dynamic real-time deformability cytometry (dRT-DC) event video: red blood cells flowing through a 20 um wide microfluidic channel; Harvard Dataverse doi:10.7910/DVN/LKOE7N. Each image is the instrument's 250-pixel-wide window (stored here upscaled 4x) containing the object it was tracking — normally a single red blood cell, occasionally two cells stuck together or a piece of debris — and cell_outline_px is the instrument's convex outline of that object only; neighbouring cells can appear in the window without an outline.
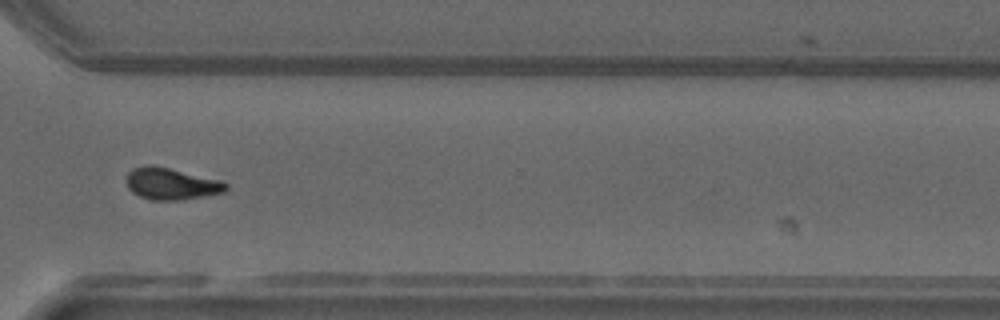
{"species": "common noctule bat (a hibernating species)", "species_latin": "Nyctalus noctula", "temperature_condition": "warm", "stored_images_in_passage": 37, "camera_frame_rate_fps": 3000, "um_per_image_px": 0.085, "animal": {"sex": "male", "forearm_length_mm": 52.5}, "frame": {"image": 1, "passage_image": 22, "time_ms": 7.0, "image_size_px": [1000, 320], "cell_outline_px": [[228, 188], [224, 192], [204, 196], [180, 200], [152, 200], [140, 196], [132, 192], [128, 188], [124, 180], [128, 172], [132, 168], [148, 164], [152, 164], [220, 180], [228, 184]], "centroid_in_image_um": [14.51, 15.61], "position_along_channel_um": 356.1, "area_um2": 18.55}}
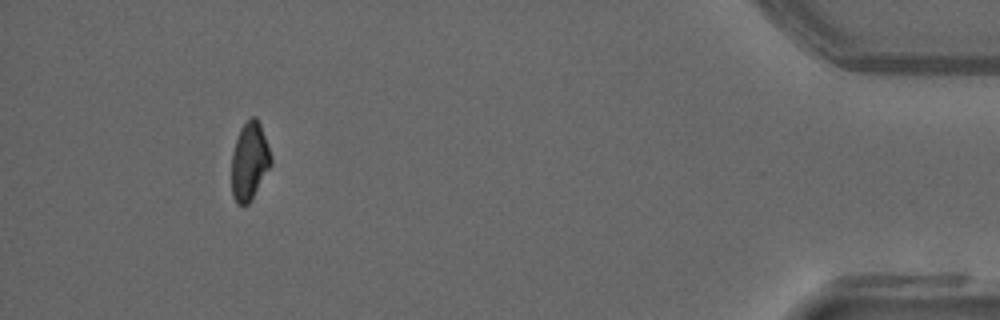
{"frame": {"image": 2, "passage_image": 37, "time_ms": 12.0, "image_size_px": [1000, 320], "cell_outline_px": [[272, 164], [248, 204], [236, 204], [232, 196], [232, 152], [240, 128], [252, 116], [256, 116], [260, 124], [272, 160]], "centroid_in_image_um": [21.19, 13.71], "position_along_channel_um": 414.0, "area_um2": 17.57}, "authors_computed_cell_mechanics": {"area_um2": 18.0336, "velocity_mm_per_s": 4.0753, "shape_relaxation_time_tau1_ms": null, "shape_relaxation_time_tau2_ms": 2.3359, "deformation_change_tau1": null, "deformation_change_tau2": 0.0822}}